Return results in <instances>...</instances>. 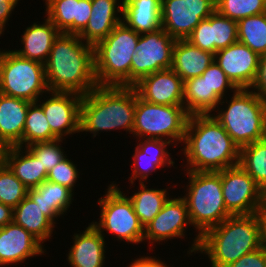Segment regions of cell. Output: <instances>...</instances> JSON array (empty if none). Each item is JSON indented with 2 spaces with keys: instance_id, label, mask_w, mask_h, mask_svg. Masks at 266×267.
<instances>
[{
  "instance_id": "cell-1",
  "label": "cell",
  "mask_w": 266,
  "mask_h": 267,
  "mask_svg": "<svg viewBox=\"0 0 266 267\" xmlns=\"http://www.w3.org/2000/svg\"><path fill=\"white\" fill-rule=\"evenodd\" d=\"M183 142L186 171L218 172L239 165V146L213 114L189 115Z\"/></svg>"
},
{
  "instance_id": "cell-2",
  "label": "cell",
  "mask_w": 266,
  "mask_h": 267,
  "mask_svg": "<svg viewBox=\"0 0 266 267\" xmlns=\"http://www.w3.org/2000/svg\"><path fill=\"white\" fill-rule=\"evenodd\" d=\"M49 91L84 96L98 84L94 73V46L77 34L60 33L44 64Z\"/></svg>"
},
{
  "instance_id": "cell-3",
  "label": "cell",
  "mask_w": 266,
  "mask_h": 267,
  "mask_svg": "<svg viewBox=\"0 0 266 267\" xmlns=\"http://www.w3.org/2000/svg\"><path fill=\"white\" fill-rule=\"evenodd\" d=\"M136 90L129 86H97L84 95L80 105V132L126 129L132 134Z\"/></svg>"
},
{
  "instance_id": "cell-4",
  "label": "cell",
  "mask_w": 266,
  "mask_h": 267,
  "mask_svg": "<svg viewBox=\"0 0 266 267\" xmlns=\"http://www.w3.org/2000/svg\"><path fill=\"white\" fill-rule=\"evenodd\" d=\"M261 247L256 214L236 215L208 229L201 236L198 253L208 255L211 267H227Z\"/></svg>"
},
{
  "instance_id": "cell-5",
  "label": "cell",
  "mask_w": 266,
  "mask_h": 267,
  "mask_svg": "<svg viewBox=\"0 0 266 267\" xmlns=\"http://www.w3.org/2000/svg\"><path fill=\"white\" fill-rule=\"evenodd\" d=\"M189 185L183 198L191 225L198 234L193 240L188 253L197 252L201 236L210 228L221 224L226 218L232 216L226 209L222 193L221 177L217 172L187 171Z\"/></svg>"
},
{
  "instance_id": "cell-6",
  "label": "cell",
  "mask_w": 266,
  "mask_h": 267,
  "mask_svg": "<svg viewBox=\"0 0 266 267\" xmlns=\"http://www.w3.org/2000/svg\"><path fill=\"white\" fill-rule=\"evenodd\" d=\"M139 36L121 22L94 46V73L98 86L131 87V61Z\"/></svg>"
},
{
  "instance_id": "cell-7",
  "label": "cell",
  "mask_w": 266,
  "mask_h": 267,
  "mask_svg": "<svg viewBox=\"0 0 266 267\" xmlns=\"http://www.w3.org/2000/svg\"><path fill=\"white\" fill-rule=\"evenodd\" d=\"M250 90H233L227 109L214 115L239 148L266 137V100Z\"/></svg>"
},
{
  "instance_id": "cell-8",
  "label": "cell",
  "mask_w": 266,
  "mask_h": 267,
  "mask_svg": "<svg viewBox=\"0 0 266 267\" xmlns=\"http://www.w3.org/2000/svg\"><path fill=\"white\" fill-rule=\"evenodd\" d=\"M189 114L184 105H160L143 100L136 92L132 134L140 140L161 139L183 142ZM167 137V138H166ZM175 140V141H174Z\"/></svg>"
},
{
  "instance_id": "cell-9",
  "label": "cell",
  "mask_w": 266,
  "mask_h": 267,
  "mask_svg": "<svg viewBox=\"0 0 266 267\" xmlns=\"http://www.w3.org/2000/svg\"><path fill=\"white\" fill-rule=\"evenodd\" d=\"M48 93L44 64L4 51L0 55V93L29 102ZM41 96V97H40Z\"/></svg>"
},
{
  "instance_id": "cell-10",
  "label": "cell",
  "mask_w": 266,
  "mask_h": 267,
  "mask_svg": "<svg viewBox=\"0 0 266 267\" xmlns=\"http://www.w3.org/2000/svg\"><path fill=\"white\" fill-rule=\"evenodd\" d=\"M106 190L104 198L98 200L101 207L99 223L92 221L91 224L101 233L107 231L116 235L117 240L135 244L143 242L144 227L135 214L132 201L116 183L110 184Z\"/></svg>"
},
{
  "instance_id": "cell-11",
  "label": "cell",
  "mask_w": 266,
  "mask_h": 267,
  "mask_svg": "<svg viewBox=\"0 0 266 267\" xmlns=\"http://www.w3.org/2000/svg\"><path fill=\"white\" fill-rule=\"evenodd\" d=\"M176 40L163 28L139 36L131 61V87L154 72L171 69Z\"/></svg>"
},
{
  "instance_id": "cell-12",
  "label": "cell",
  "mask_w": 266,
  "mask_h": 267,
  "mask_svg": "<svg viewBox=\"0 0 266 267\" xmlns=\"http://www.w3.org/2000/svg\"><path fill=\"white\" fill-rule=\"evenodd\" d=\"M227 211L232 215H252L264 206L262 189L240 166L217 172Z\"/></svg>"
},
{
  "instance_id": "cell-13",
  "label": "cell",
  "mask_w": 266,
  "mask_h": 267,
  "mask_svg": "<svg viewBox=\"0 0 266 267\" xmlns=\"http://www.w3.org/2000/svg\"><path fill=\"white\" fill-rule=\"evenodd\" d=\"M215 10L216 0H162V28L173 39L186 40Z\"/></svg>"
},
{
  "instance_id": "cell-14",
  "label": "cell",
  "mask_w": 266,
  "mask_h": 267,
  "mask_svg": "<svg viewBox=\"0 0 266 267\" xmlns=\"http://www.w3.org/2000/svg\"><path fill=\"white\" fill-rule=\"evenodd\" d=\"M215 63L237 89H251L257 76L260 56L240 42L218 50Z\"/></svg>"
},
{
  "instance_id": "cell-15",
  "label": "cell",
  "mask_w": 266,
  "mask_h": 267,
  "mask_svg": "<svg viewBox=\"0 0 266 267\" xmlns=\"http://www.w3.org/2000/svg\"><path fill=\"white\" fill-rule=\"evenodd\" d=\"M42 106L45 117L48 120L52 133L62 139L73 133H80V105L82 97L72 92H54Z\"/></svg>"
},
{
  "instance_id": "cell-16",
  "label": "cell",
  "mask_w": 266,
  "mask_h": 267,
  "mask_svg": "<svg viewBox=\"0 0 266 267\" xmlns=\"http://www.w3.org/2000/svg\"><path fill=\"white\" fill-rule=\"evenodd\" d=\"M190 224L187 203L184 198H168L162 210L144 228L143 241L153 242L168 240L170 238H183L185 227ZM152 241V242H151Z\"/></svg>"
},
{
  "instance_id": "cell-17",
  "label": "cell",
  "mask_w": 266,
  "mask_h": 267,
  "mask_svg": "<svg viewBox=\"0 0 266 267\" xmlns=\"http://www.w3.org/2000/svg\"><path fill=\"white\" fill-rule=\"evenodd\" d=\"M186 40L203 51L215 54L238 41L237 21L215 10L208 18L200 21Z\"/></svg>"
},
{
  "instance_id": "cell-18",
  "label": "cell",
  "mask_w": 266,
  "mask_h": 267,
  "mask_svg": "<svg viewBox=\"0 0 266 267\" xmlns=\"http://www.w3.org/2000/svg\"><path fill=\"white\" fill-rule=\"evenodd\" d=\"M145 101L160 105H184V82L173 69L143 77L133 86Z\"/></svg>"
},
{
  "instance_id": "cell-19",
  "label": "cell",
  "mask_w": 266,
  "mask_h": 267,
  "mask_svg": "<svg viewBox=\"0 0 266 267\" xmlns=\"http://www.w3.org/2000/svg\"><path fill=\"white\" fill-rule=\"evenodd\" d=\"M43 247L38 239L14 221L0 228V266L22 263L32 256L44 254Z\"/></svg>"
},
{
  "instance_id": "cell-20",
  "label": "cell",
  "mask_w": 266,
  "mask_h": 267,
  "mask_svg": "<svg viewBox=\"0 0 266 267\" xmlns=\"http://www.w3.org/2000/svg\"><path fill=\"white\" fill-rule=\"evenodd\" d=\"M47 18L61 33L79 34L92 13L91 0H44Z\"/></svg>"
},
{
  "instance_id": "cell-21",
  "label": "cell",
  "mask_w": 266,
  "mask_h": 267,
  "mask_svg": "<svg viewBox=\"0 0 266 267\" xmlns=\"http://www.w3.org/2000/svg\"><path fill=\"white\" fill-rule=\"evenodd\" d=\"M122 4L123 0H91L90 19L78 36L92 46L105 39L122 22Z\"/></svg>"
},
{
  "instance_id": "cell-22",
  "label": "cell",
  "mask_w": 266,
  "mask_h": 267,
  "mask_svg": "<svg viewBox=\"0 0 266 267\" xmlns=\"http://www.w3.org/2000/svg\"><path fill=\"white\" fill-rule=\"evenodd\" d=\"M105 233H101L91 223L82 234H74V244L69 249L71 267H104Z\"/></svg>"
},
{
  "instance_id": "cell-23",
  "label": "cell",
  "mask_w": 266,
  "mask_h": 267,
  "mask_svg": "<svg viewBox=\"0 0 266 267\" xmlns=\"http://www.w3.org/2000/svg\"><path fill=\"white\" fill-rule=\"evenodd\" d=\"M143 140L135 147V152L132 155L134 162L132 164V177H130L131 185H134L137 178H139V182H143L156 169L167 165L173 166L175 163L166 149L171 142L161 139Z\"/></svg>"
},
{
  "instance_id": "cell-24",
  "label": "cell",
  "mask_w": 266,
  "mask_h": 267,
  "mask_svg": "<svg viewBox=\"0 0 266 267\" xmlns=\"http://www.w3.org/2000/svg\"><path fill=\"white\" fill-rule=\"evenodd\" d=\"M31 102L0 93V139L9 147L21 146Z\"/></svg>"
},
{
  "instance_id": "cell-25",
  "label": "cell",
  "mask_w": 266,
  "mask_h": 267,
  "mask_svg": "<svg viewBox=\"0 0 266 267\" xmlns=\"http://www.w3.org/2000/svg\"><path fill=\"white\" fill-rule=\"evenodd\" d=\"M122 22L139 34L162 28V0H123Z\"/></svg>"
},
{
  "instance_id": "cell-26",
  "label": "cell",
  "mask_w": 266,
  "mask_h": 267,
  "mask_svg": "<svg viewBox=\"0 0 266 267\" xmlns=\"http://www.w3.org/2000/svg\"><path fill=\"white\" fill-rule=\"evenodd\" d=\"M61 32L46 18L45 23H33L27 27L22 36L24 45L20 50H14L19 56L45 64L51 52L54 40Z\"/></svg>"
},
{
  "instance_id": "cell-27",
  "label": "cell",
  "mask_w": 266,
  "mask_h": 267,
  "mask_svg": "<svg viewBox=\"0 0 266 267\" xmlns=\"http://www.w3.org/2000/svg\"><path fill=\"white\" fill-rule=\"evenodd\" d=\"M214 62V54L203 51L187 40H176L171 69L184 81L201 76Z\"/></svg>"
},
{
  "instance_id": "cell-28",
  "label": "cell",
  "mask_w": 266,
  "mask_h": 267,
  "mask_svg": "<svg viewBox=\"0 0 266 267\" xmlns=\"http://www.w3.org/2000/svg\"><path fill=\"white\" fill-rule=\"evenodd\" d=\"M5 164L27 189L36 188L47 180L48 172L42 167L40 159H37L27 148L21 146L9 147Z\"/></svg>"
},
{
  "instance_id": "cell-29",
  "label": "cell",
  "mask_w": 266,
  "mask_h": 267,
  "mask_svg": "<svg viewBox=\"0 0 266 267\" xmlns=\"http://www.w3.org/2000/svg\"><path fill=\"white\" fill-rule=\"evenodd\" d=\"M74 192L65 186L51 181H44L33 189H28V196L44 210V215L54 224L55 217H60L70 208Z\"/></svg>"
},
{
  "instance_id": "cell-30",
  "label": "cell",
  "mask_w": 266,
  "mask_h": 267,
  "mask_svg": "<svg viewBox=\"0 0 266 267\" xmlns=\"http://www.w3.org/2000/svg\"><path fill=\"white\" fill-rule=\"evenodd\" d=\"M13 221L30 232L41 243L51 238L54 223L44 215V210L27 195L13 209Z\"/></svg>"
},
{
  "instance_id": "cell-31",
  "label": "cell",
  "mask_w": 266,
  "mask_h": 267,
  "mask_svg": "<svg viewBox=\"0 0 266 267\" xmlns=\"http://www.w3.org/2000/svg\"><path fill=\"white\" fill-rule=\"evenodd\" d=\"M184 108L189 115L211 114L222 101L217 95H208V85L202 76L184 81Z\"/></svg>"
},
{
  "instance_id": "cell-32",
  "label": "cell",
  "mask_w": 266,
  "mask_h": 267,
  "mask_svg": "<svg viewBox=\"0 0 266 267\" xmlns=\"http://www.w3.org/2000/svg\"><path fill=\"white\" fill-rule=\"evenodd\" d=\"M140 182V190L135 192L129 199L132 201L135 214L141 225L145 228L154 219V217L162 210L164 203L168 200L166 189L147 188Z\"/></svg>"
},
{
  "instance_id": "cell-33",
  "label": "cell",
  "mask_w": 266,
  "mask_h": 267,
  "mask_svg": "<svg viewBox=\"0 0 266 267\" xmlns=\"http://www.w3.org/2000/svg\"><path fill=\"white\" fill-rule=\"evenodd\" d=\"M239 165L261 189L266 186V137L240 148Z\"/></svg>"
},
{
  "instance_id": "cell-34",
  "label": "cell",
  "mask_w": 266,
  "mask_h": 267,
  "mask_svg": "<svg viewBox=\"0 0 266 267\" xmlns=\"http://www.w3.org/2000/svg\"><path fill=\"white\" fill-rule=\"evenodd\" d=\"M37 102H31L24 124L22 147L37 143L58 139L51 131L42 106Z\"/></svg>"
},
{
  "instance_id": "cell-35",
  "label": "cell",
  "mask_w": 266,
  "mask_h": 267,
  "mask_svg": "<svg viewBox=\"0 0 266 267\" xmlns=\"http://www.w3.org/2000/svg\"><path fill=\"white\" fill-rule=\"evenodd\" d=\"M238 42L259 56L266 54V12L237 21Z\"/></svg>"
},
{
  "instance_id": "cell-36",
  "label": "cell",
  "mask_w": 266,
  "mask_h": 267,
  "mask_svg": "<svg viewBox=\"0 0 266 267\" xmlns=\"http://www.w3.org/2000/svg\"><path fill=\"white\" fill-rule=\"evenodd\" d=\"M216 10L223 16L238 21L266 12V0H216Z\"/></svg>"
},
{
  "instance_id": "cell-37",
  "label": "cell",
  "mask_w": 266,
  "mask_h": 267,
  "mask_svg": "<svg viewBox=\"0 0 266 267\" xmlns=\"http://www.w3.org/2000/svg\"><path fill=\"white\" fill-rule=\"evenodd\" d=\"M28 195L27 187L9 167L0 166V202L14 209Z\"/></svg>"
},
{
  "instance_id": "cell-38",
  "label": "cell",
  "mask_w": 266,
  "mask_h": 267,
  "mask_svg": "<svg viewBox=\"0 0 266 267\" xmlns=\"http://www.w3.org/2000/svg\"><path fill=\"white\" fill-rule=\"evenodd\" d=\"M62 139H55L52 141L33 143L27 148L37 159H40L42 167L49 173L53 167H55L66 154L61 148ZM60 144V145H59Z\"/></svg>"
},
{
  "instance_id": "cell-39",
  "label": "cell",
  "mask_w": 266,
  "mask_h": 267,
  "mask_svg": "<svg viewBox=\"0 0 266 267\" xmlns=\"http://www.w3.org/2000/svg\"><path fill=\"white\" fill-rule=\"evenodd\" d=\"M208 85V95H217L224 103L226 90H237L233 83L228 79L225 72L215 63V61L202 73ZM229 88V89H228Z\"/></svg>"
},
{
  "instance_id": "cell-40",
  "label": "cell",
  "mask_w": 266,
  "mask_h": 267,
  "mask_svg": "<svg viewBox=\"0 0 266 267\" xmlns=\"http://www.w3.org/2000/svg\"><path fill=\"white\" fill-rule=\"evenodd\" d=\"M67 156L63 158L47 175V181L58 183L67 187L72 192L77 179L79 178V172L76 165L71 162Z\"/></svg>"
},
{
  "instance_id": "cell-41",
  "label": "cell",
  "mask_w": 266,
  "mask_h": 267,
  "mask_svg": "<svg viewBox=\"0 0 266 267\" xmlns=\"http://www.w3.org/2000/svg\"><path fill=\"white\" fill-rule=\"evenodd\" d=\"M227 267H266V250L261 247L247 253Z\"/></svg>"
},
{
  "instance_id": "cell-42",
  "label": "cell",
  "mask_w": 266,
  "mask_h": 267,
  "mask_svg": "<svg viewBox=\"0 0 266 267\" xmlns=\"http://www.w3.org/2000/svg\"><path fill=\"white\" fill-rule=\"evenodd\" d=\"M253 88L263 100H266V54L260 56L259 67Z\"/></svg>"
},
{
  "instance_id": "cell-43",
  "label": "cell",
  "mask_w": 266,
  "mask_h": 267,
  "mask_svg": "<svg viewBox=\"0 0 266 267\" xmlns=\"http://www.w3.org/2000/svg\"><path fill=\"white\" fill-rule=\"evenodd\" d=\"M18 1H0V27L5 30L6 22L9 21L11 13L17 6Z\"/></svg>"
},
{
  "instance_id": "cell-44",
  "label": "cell",
  "mask_w": 266,
  "mask_h": 267,
  "mask_svg": "<svg viewBox=\"0 0 266 267\" xmlns=\"http://www.w3.org/2000/svg\"><path fill=\"white\" fill-rule=\"evenodd\" d=\"M156 257L143 256L133 260L129 267H169L164 261L158 260Z\"/></svg>"
},
{
  "instance_id": "cell-45",
  "label": "cell",
  "mask_w": 266,
  "mask_h": 267,
  "mask_svg": "<svg viewBox=\"0 0 266 267\" xmlns=\"http://www.w3.org/2000/svg\"><path fill=\"white\" fill-rule=\"evenodd\" d=\"M255 214L259 222L261 244L266 250V206H262Z\"/></svg>"
},
{
  "instance_id": "cell-46",
  "label": "cell",
  "mask_w": 266,
  "mask_h": 267,
  "mask_svg": "<svg viewBox=\"0 0 266 267\" xmlns=\"http://www.w3.org/2000/svg\"><path fill=\"white\" fill-rule=\"evenodd\" d=\"M13 221V209L0 202V228Z\"/></svg>"
},
{
  "instance_id": "cell-47",
  "label": "cell",
  "mask_w": 266,
  "mask_h": 267,
  "mask_svg": "<svg viewBox=\"0 0 266 267\" xmlns=\"http://www.w3.org/2000/svg\"><path fill=\"white\" fill-rule=\"evenodd\" d=\"M9 146L0 139V166L5 164L6 153Z\"/></svg>"
},
{
  "instance_id": "cell-48",
  "label": "cell",
  "mask_w": 266,
  "mask_h": 267,
  "mask_svg": "<svg viewBox=\"0 0 266 267\" xmlns=\"http://www.w3.org/2000/svg\"><path fill=\"white\" fill-rule=\"evenodd\" d=\"M262 198L264 205L266 206V186L262 189Z\"/></svg>"
},
{
  "instance_id": "cell-49",
  "label": "cell",
  "mask_w": 266,
  "mask_h": 267,
  "mask_svg": "<svg viewBox=\"0 0 266 267\" xmlns=\"http://www.w3.org/2000/svg\"><path fill=\"white\" fill-rule=\"evenodd\" d=\"M2 33H4V29H3L2 27H0V35H1ZM4 51H5V50H3V51L0 50V55H1Z\"/></svg>"
},
{
  "instance_id": "cell-50",
  "label": "cell",
  "mask_w": 266,
  "mask_h": 267,
  "mask_svg": "<svg viewBox=\"0 0 266 267\" xmlns=\"http://www.w3.org/2000/svg\"><path fill=\"white\" fill-rule=\"evenodd\" d=\"M0 1H19V0H0Z\"/></svg>"
}]
</instances>
